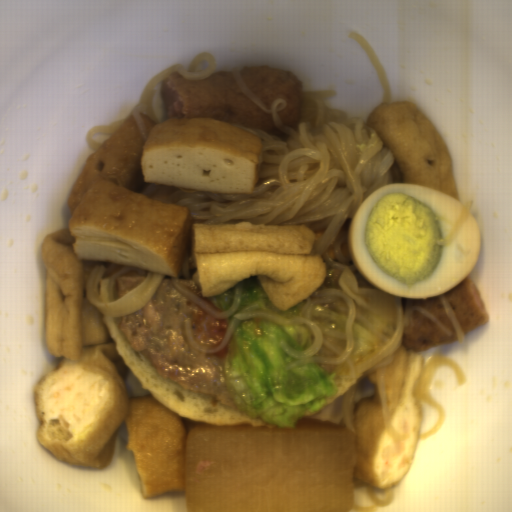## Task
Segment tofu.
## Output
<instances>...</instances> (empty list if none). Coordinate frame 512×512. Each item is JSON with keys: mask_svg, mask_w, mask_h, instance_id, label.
Listing matches in <instances>:
<instances>
[{"mask_svg": "<svg viewBox=\"0 0 512 512\" xmlns=\"http://www.w3.org/2000/svg\"><path fill=\"white\" fill-rule=\"evenodd\" d=\"M124 425L142 499L186 493L187 429L180 414L152 395L130 398Z\"/></svg>", "mask_w": 512, "mask_h": 512, "instance_id": "tofu-4", "label": "tofu"}, {"mask_svg": "<svg viewBox=\"0 0 512 512\" xmlns=\"http://www.w3.org/2000/svg\"><path fill=\"white\" fill-rule=\"evenodd\" d=\"M316 235L303 225L192 224V248L201 295L220 296L257 277L280 312L311 297L325 282L327 266L311 253Z\"/></svg>", "mask_w": 512, "mask_h": 512, "instance_id": "tofu-2", "label": "tofu"}, {"mask_svg": "<svg viewBox=\"0 0 512 512\" xmlns=\"http://www.w3.org/2000/svg\"><path fill=\"white\" fill-rule=\"evenodd\" d=\"M366 125L376 130L390 149L403 183H417L458 201L453 158L437 127L413 102L378 104Z\"/></svg>", "mask_w": 512, "mask_h": 512, "instance_id": "tofu-5", "label": "tofu"}, {"mask_svg": "<svg viewBox=\"0 0 512 512\" xmlns=\"http://www.w3.org/2000/svg\"><path fill=\"white\" fill-rule=\"evenodd\" d=\"M133 114L94 153L68 199L67 229L76 259L104 261L178 279L188 256L192 224L187 208L133 191L143 182L215 194H250L259 181L262 138L214 117L155 123Z\"/></svg>", "mask_w": 512, "mask_h": 512, "instance_id": "tofu-1", "label": "tofu"}, {"mask_svg": "<svg viewBox=\"0 0 512 512\" xmlns=\"http://www.w3.org/2000/svg\"><path fill=\"white\" fill-rule=\"evenodd\" d=\"M68 228L43 236L40 251L46 269L43 340L52 357H81L88 345L104 343L110 332L104 313L87 299V280L98 260L77 259Z\"/></svg>", "mask_w": 512, "mask_h": 512, "instance_id": "tofu-3", "label": "tofu"}]
</instances>
